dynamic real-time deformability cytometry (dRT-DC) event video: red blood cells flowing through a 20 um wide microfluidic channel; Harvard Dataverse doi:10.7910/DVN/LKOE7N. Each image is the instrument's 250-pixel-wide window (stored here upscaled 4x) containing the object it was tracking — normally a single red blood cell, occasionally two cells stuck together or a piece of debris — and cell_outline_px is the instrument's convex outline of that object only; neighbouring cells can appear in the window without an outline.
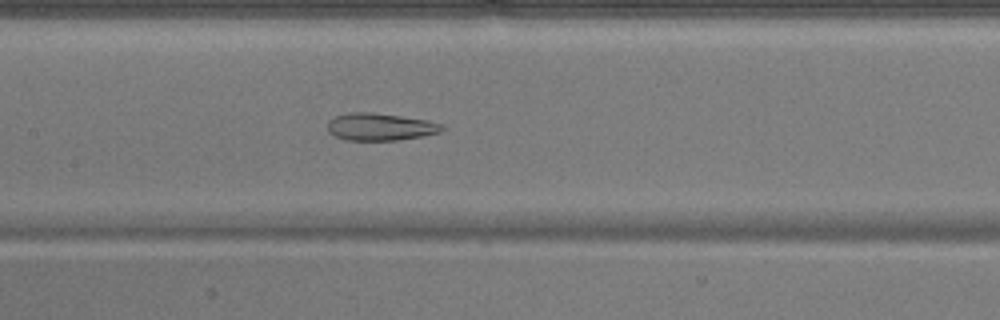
{"species": "common noctule bat (a hibernating species)", "species_latin": "Nyctalus noctula", "temperature_condition": "warm", "stored_images_in_passage": 50, "camera_frame_rate_fps": 3000, "um_per_image_px": 0.085, "animal": {"sex": "male", "body_mass_g": 17.9}, "frame": {"image": 1, "passage_image": 23, "time_ms": 7.333, "image_size_px": [1000, 320], "cell_outline_px": [[444, 128], [440, 132], [420, 136], [396, 140], [348, 140], [336, 136], [328, 132], [328, 120], [336, 116], [348, 112], [372, 112], [428, 120], [440, 124]], "centroid_in_image_um": [32.28, 10.77], "position_along_channel_um": 175.1, "area_um2": 18.03}}
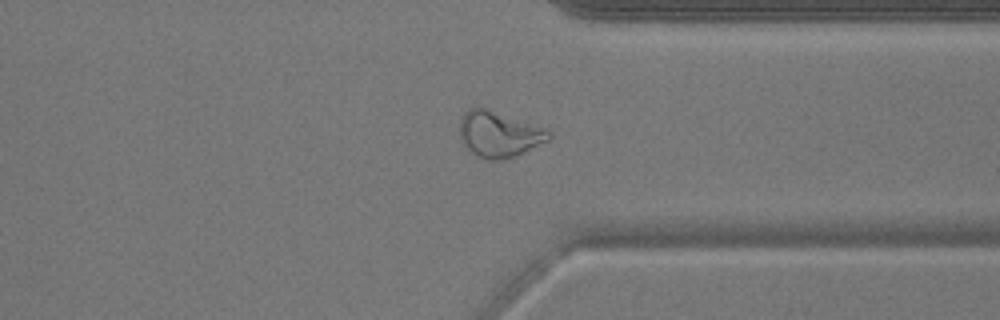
{"frame": {"image": 2, "passage_image": 38, "time_ms": 12.333, "image_size_px": [1000, 320], "cell_outline_px": [[552, 136], [548, 140], [516, 156], [504, 160], [488, 160], [476, 156], [464, 148], [460, 140], [460, 120], [464, 112], [468, 108], [484, 108], [544, 128], [552, 132]], "centroid_in_image_um": [42.37, 11.44], "position_along_channel_um": 369.0, "area_um2": 23.76}}
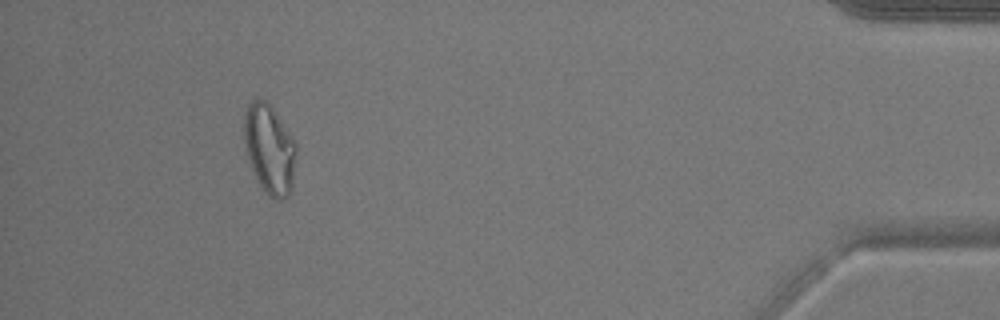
{"frame": {"image": 3, "passage_image": 46, "time_ms": 15.0, "image_size_px": [1000, 320], "cell_outline_px": [[296, 156], [292, 192], [288, 196], [280, 200], [276, 200], [268, 196], [260, 188], [244, 152], [244, 116], [248, 104], [256, 96], [268, 100], [296, 144]], "centroid_in_image_um": [22.89, 12.69], "position_along_channel_um": 412.3, "area_um2": 27.92}, "authors_computed_cell_mechanics": {"area_um2": 24.4494, "velocity_mm_per_s": 3.9162, "shape_relaxation_time_tau1_ms": null, "shape_relaxation_time_tau2_ms": 2.1341, "deformation_change_tau1": null, "deformation_change_tau2": 0.0983}}